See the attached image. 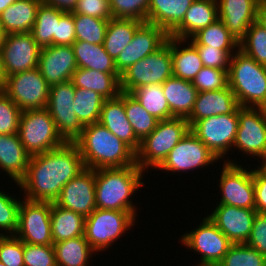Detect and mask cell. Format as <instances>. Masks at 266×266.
<instances>
[{
	"instance_id": "6da1fadb",
	"label": "cell",
	"mask_w": 266,
	"mask_h": 266,
	"mask_svg": "<svg viewBox=\"0 0 266 266\" xmlns=\"http://www.w3.org/2000/svg\"><path fill=\"white\" fill-rule=\"evenodd\" d=\"M84 169L78 146L66 142L59 148L31 156L25 177L16 185L26 200L55 202L63 186Z\"/></svg>"
},
{
	"instance_id": "7a4b0ae2",
	"label": "cell",
	"mask_w": 266,
	"mask_h": 266,
	"mask_svg": "<svg viewBox=\"0 0 266 266\" xmlns=\"http://www.w3.org/2000/svg\"><path fill=\"white\" fill-rule=\"evenodd\" d=\"M74 143L80 150L85 168L136 165V153L99 122L86 125Z\"/></svg>"
},
{
	"instance_id": "3957f363",
	"label": "cell",
	"mask_w": 266,
	"mask_h": 266,
	"mask_svg": "<svg viewBox=\"0 0 266 266\" xmlns=\"http://www.w3.org/2000/svg\"><path fill=\"white\" fill-rule=\"evenodd\" d=\"M144 173L137 164L128 167L96 169V207L107 210L128 211L136 217L137 207L130 198L134 196L133 194L137 192L136 190L141 188V186H145L142 181Z\"/></svg>"
},
{
	"instance_id": "277c9868",
	"label": "cell",
	"mask_w": 266,
	"mask_h": 266,
	"mask_svg": "<svg viewBox=\"0 0 266 266\" xmlns=\"http://www.w3.org/2000/svg\"><path fill=\"white\" fill-rule=\"evenodd\" d=\"M228 86L240 107H266V66L258 64L239 48L230 58Z\"/></svg>"
},
{
	"instance_id": "5b68a950",
	"label": "cell",
	"mask_w": 266,
	"mask_h": 266,
	"mask_svg": "<svg viewBox=\"0 0 266 266\" xmlns=\"http://www.w3.org/2000/svg\"><path fill=\"white\" fill-rule=\"evenodd\" d=\"M189 130L186 118L159 120L154 131L141 141L136 152V164L144 172L150 167L155 170Z\"/></svg>"
},
{
	"instance_id": "8992f818",
	"label": "cell",
	"mask_w": 266,
	"mask_h": 266,
	"mask_svg": "<svg viewBox=\"0 0 266 266\" xmlns=\"http://www.w3.org/2000/svg\"><path fill=\"white\" fill-rule=\"evenodd\" d=\"M17 134L30 156L43 154L66 143L47 109L22 111Z\"/></svg>"
},
{
	"instance_id": "52a82bcc",
	"label": "cell",
	"mask_w": 266,
	"mask_h": 266,
	"mask_svg": "<svg viewBox=\"0 0 266 266\" xmlns=\"http://www.w3.org/2000/svg\"><path fill=\"white\" fill-rule=\"evenodd\" d=\"M136 218L128 211L96 208L85 218V239L96 253L105 251L135 225Z\"/></svg>"
},
{
	"instance_id": "ba28073f",
	"label": "cell",
	"mask_w": 266,
	"mask_h": 266,
	"mask_svg": "<svg viewBox=\"0 0 266 266\" xmlns=\"http://www.w3.org/2000/svg\"><path fill=\"white\" fill-rule=\"evenodd\" d=\"M173 76L171 37L157 51L131 65L121 74L120 89L130 93L138 87L163 84Z\"/></svg>"
},
{
	"instance_id": "9c48e42d",
	"label": "cell",
	"mask_w": 266,
	"mask_h": 266,
	"mask_svg": "<svg viewBox=\"0 0 266 266\" xmlns=\"http://www.w3.org/2000/svg\"><path fill=\"white\" fill-rule=\"evenodd\" d=\"M202 219L197 228L187 231L179 240L201 255L196 266H217L233 243L207 216Z\"/></svg>"
},
{
	"instance_id": "30bf717a",
	"label": "cell",
	"mask_w": 266,
	"mask_h": 266,
	"mask_svg": "<svg viewBox=\"0 0 266 266\" xmlns=\"http://www.w3.org/2000/svg\"><path fill=\"white\" fill-rule=\"evenodd\" d=\"M238 110L235 113L210 116L196 121L190 131L220 160L235 143Z\"/></svg>"
},
{
	"instance_id": "8fae6325",
	"label": "cell",
	"mask_w": 266,
	"mask_h": 266,
	"mask_svg": "<svg viewBox=\"0 0 266 266\" xmlns=\"http://www.w3.org/2000/svg\"><path fill=\"white\" fill-rule=\"evenodd\" d=\"M50 86L39 68L7 76L4 93L22 110L46 109Z\"/></svg>"
},
{
	"instance_id": "7c38bea8",
	"label": "cell",
	"mask_w": 266,
	"mask_h": 266,
	"mask_svg": "<svg viewBox=\"0 0 266 266\" xmlns=\"http://www.w3.org/2000/svg\"><path fill=\"white\" fill-rule=\"evenodd\" d=\"M75 86L71 80L52 85L49 89L47 110L58 133L67 143H74L85 127L74 112Z\"/></svg>"
},
{
	"instance_id": "4fadbf2b",
	"label": "cell",
	"mask_w": 266,
	"mask_h": 266,
	"mask_svg": "<svg viewBox=\"0 0 266 266\" xmlns=\"http://www.w3.org/2000/svg\"><path fill=\"white\" fill-rule=\"evenodd\" d=\"M227 156L220 172L219 188L221 199L219 204L239 208L255 209V192L252 169L243 168Z\"/></svg>"
},
{
	"instance_id": "5bb4252c",
	"label": "cell",
	"mask_w": 266,
	"mask_h": 266,
	"mask_svg": "<svg viewBox=\"0 0 266 266\" xmlns=\"http://www.w3.org/2000/svg\"><path fill=\"white\" fill-rule=\"evenodd\" d=\"M52 202L23 199L18 211V228L14 234L27 244L53 245L51 235Z\"/></svg>"
},
{
	"instance_id": "9a60e30c",
	"label": "cell",
	"mask_w": 266,
	"mask_h": 266,
	"mask_svg": "<svg viewBox=\"0 0 266 266\" xmlns=\"http://www.w3.org/2000/svg\"><path fill=\"white\" fill-rule=\"evenodd\" d=\"M234 149L263 159L266 156V110L265 108L240 107Z\"/></svg>"
},
{
	"instance_id": "2e32d148",
	"label": "cell",
	"mask_w": 266,
	"mask_h": 266,
	"mask_svg": "<svg viewBox=\"0 0 266 266\" xmlns=\"http://www.w3.org/2000/svg\"><path fill=\"white\" fill-rule=\"evenodd\" d=\"M219 160L190 130L169 152L163 163L156 169L168 172H189L205 168Z\"/></svg>"
},
{
	"instance_id": "e0dca14e",
	"label": "cell",
	"mask_w": 266,
	"mask_h": 266,
	"mask_svg": "<svg viewBox=\"0 0 266 266\" xmlns=\"http://www.w3.org/2000/svg\"><path fill=\"white\" fill-rule=\"evenodd\" d=\"M40 51L31 32L7 34L0 52L6 76L37 68Z\"/></svg>"
},
{
	"instance_id": "ac0fdd59",
	"label": "cell",
	"mask_w": 266,
	"mask_h": 266,
	"mask_svg": "<svg viewBox=\"0 0 266 266\" xmlns=\"http://www.w3.org/2000/svg\"><path fill=\"white\" fill-rule=\"evenodd\" d=\"M168 37L159 26L144 22L115 60L117 72L121 75L131 65L157 51L167 42Z\"/></svg>"
},
{
	"instance_id": "d6986e66",
	"label": "cell",
	"mask_w": 266,
	"mask_h": 266,
	"mask_svg": "<svg viewBox=\"0 0 266 266\" xmlns=\"http://www.w3.org/2000/svg\"><path fill=\"white\" fill-rule=\"evenodd\" d=\"M56 205L89 216L97 207L95 203V170L85 168L61 189Z\"/></svg>"
},
{
	"instance_id": "ffe728a7",
	"label": "cell",
	"mask_w": 266,
	"mask_h": 266,
	"mask_svg": "<svg viewBox=\"0 0 266 266\" xmlns=\"http://www.w3.org/2000/svg\"><path fill=\"white\" fill-rule=\"evenodd\" d=\"M257 211L218 204L207 217L233 243H246L250 237Z\"/></svg>"
},
{
	"instance_id": "44dd1931",
	"label": "cell",
	"mask_w": 266,
	"mask_h": 266,
	"mask_svg": "<svg viewBox=\"0 0 266 266\" xmlns=\"http://www.w3.org/2000/svg\"><path fill=\"white\" fill-rule=\"evenodd\" d=\"M38 68L50 87L71 80L78 68L72 45L41 48Z\"/></svg>"
},
{
	"instance_id": "7402d4cb",
	"label": "cell",
	"mask_w": 266,
	"mask_h": 266,
	"mask_svg": "<svg viewBox=\"0 0 266 266\" xmlns=\"http://www.w3.org/2000/svg\"><path fill=\"white\" fill-rule=\"evenodd\" d=\"M218 19L240 42L250 25L256 22L260 3L257 0H217Z\"/></svg>"
},
{
	"instance_id": "603a6c76",
	"label": "cell",
	"mask_w": 266,
	"mask_h": 266,
	"mask_svg": "<svg viewBox=\"0 0 266 266\" xmlns=\"http://www.w3.org/2000/svg\"><path fill=\"white\" fill-rule=\"evenodd\" d=\"M99 123L127 144L135 153L139 150L141 141L136 137L125 113L124 92L112 99H105Z\"/></svg>"
},
{
	"instance_id": "cb8c5ba5",
	"label": "cell",
	"mask_w": 266,
	"mask_h": 266,
	"mask_svg": "<svg viewBox=\"0 0 266 266\" xmlns=\"http://www.w3.org/2000/svg\"><path fill=\"white\" fill-rule=\"evenodd\" d=\"M239 108L240 105L229 86L216 91L198 92L193 110L186 119L191 127L200 119L235 113Z\"/></svg>"
},
{
	"instance_id": "d4e9b609",
	"label": "cell",
	"mask_w": 266,
	"mask_h": 266,
	"mask_svg": "<svg viewBox=\"0 0 266 266\" xmlns=\"http://www.w3.org/2000/svg\"><path fill=\"white\" fill-rule=\"evenodd\" d=\"M217 19V0H195L188 8L181 24L169 36L189 40Z\"/></svg>"
},
{
	"instance_id": "484cf974",
	"label": "cell",
	"mask_w": 266,
	"mask_h": 266,
	"mask_svg": "<svg viewBox=\"0 0 266 266\" xmlns=\"http://www.w3.org/2000/svg\"><path fill=\"white\" fill-rule=\"evenodd\" d=\"M30 157L17 133L0 135V168L16 184L25 177Z\"/></svg>"
},
{
	"instance_id": "4316f807",
	"label": "cell",
	"mask_w": 266,
	"mask_h": 266,
	"mask_svg": "<svg viewBox=\"0 0 266 266\" xmlns=\"http://www.w3.org/2000/svg\"><path fill=\"white\" fill-rule=\"evenodd\" d=\"M195 0H150L147 23L157 25L170 35L182 22Z\"/></svg>"
},
{
	"instance_id": "83f0119b",
	"label": "cell",
	"mask_w": 266,
	"mask_h": 266,
	"mask_svg": "<svg viewBox=\"0 0 266 266\" xmlns=\"http://www.w3.org/2000/svg\"><path fill=\"white\" fill-rule=\"evenodd\" d=\"M161 85L171 111V118H187L193 110L198 94L192 81L172 76Z\"/></svg>"
},
{
	"instance_id": "f1b7e54d",
	"label": "cell",
	"mask_w": 266,
	"mask_h": 266,
	"mask_svg": "<svg viewBox=\"0 0 266 266\" xmlns=\"http://www.w3.org/2000/svg\"><path fill=\"white\" fill-rule=\"evenodd\" d=\"M119 73H106L98 70L77 68L71 82L76 88L93 90L105 99H112L121 93Z\"/></svg>"
},
{
	"instance_id": "f546056e",
	"label": "cell",
	"mask_w": 266,
	"mask_h": 266,
	"mask_svg": "<svg viewBox=\"0 0 266 266\" xmlns=\"http://www.w3.org/2000/svg\"><path fill=\"white\" fill-rule=\"evenodd\" d=\"M42 0H16L0 14L5 34L31 32Z\"/></svg>"
},
{
	"instance_id": "4dcf8cb0",
	"label": "cell",
	"mask_w": 266,
	"mask_h": 266,
	"mask_svg": "<svg viewBox=\"0 0 266 266\" xmlns=\"http://www.w3.org/2000/svg\"><path fill=\"white\" fill-rule=\"evenodd\" d=\"M171 37V55L173 76L193 81L196 74L204 67L195 45L189 40ZM186 45V47L181 46ZM180 44V45H179ZM181 48V49H180Z\"/></svg>"
},
{
	"instance_id": "1f68e13d",
	"label": "cell",
	"mask_w": 266,
	"mask_h": 266,
	"mask_svg": "<svg viewBox=\"0 0 266 266\" xmlns=\"http://www.w3.org/2000/svg\"><path fill=\"white\" fill-rule=\"evenodd\" d=\"M85 217L52 202L51 235L53 243L84 236Z\"/></svg>"
},
{
	"instance_id": "d6a6232c",
	"label": "cell",
	"mask_w": 266,
	"mask_h": 266,
	"mask_svg": "<svg viewBox=\"0 0 266 266\" xmlns=\"http://www.w3.org/2000/svg\"><path fill=\"white\" fill-rule=\"evenodd\" d=\"M143 23L135 19H109L103 45L105 51L114 61L121 51L132 41L136 30Z\"/></svg>"
},
{
	"instance_id": "836d02e7",
	"label": "cell",
	"mask_w": 266,
	"mask_h": 266,
	"mask_svg": "<svg viewBox=\"0 0 266 266\" xmlns=\"http://www.w3.org/2000/svg\"><path fill=\"white\" fill-rule=\"evenodd\" d=\"M78 68H87L106 73H118L115 61L108 55L103 44L75 41L72 44Z\"/></svg>"
},
{
	"instance_id": "e575fe53",
	"label": "cell",
	"mask_w": 266,
	"mask_h": 266,
	"mask_svg": "<svg viewBox=\"0 0 266 266\" xmlns=\"http://www.w3.org/2000/svg\"><path fill=\"white\" fill-rule=\"evenodd\" d=\"M63 12L54 6L40 3L31 33L41 48L57 45V23Z\"/></svg>"
},
{
	"instance_id": "d590c367",
	"label": "cell",
	"mask_w": 266,
	"mask_h": 266,
	"mask_svg": "<svg viewBox=\"0 0 266 266\" xmlns=\"http://www.w3.org/2000/svg\"><path fill=\"white\" fill-rule=\"evenodd\" d=\"M53 247L57 266H88L89 258L96 253L85 236L53 243Z\"/></svg>"
},
{
	"instance_id": "8d00e7d4",
	"label": "cell",
	"mask_w": 266,
	"mask_h": 266,
	"mask_svg": "<svg viewBox=\"0 0 266 266\" xmlns=\"http://www.w3.org/2000/svg\"><path fill=\"white\" fill-rule=\"evenodd\" d=\"M149 114L158 120L171 118V111L164 96L161 84L138 87L130 92Z\"/></svg>"
},
{
	"instance_id": "74e56055",
	"label": "cell",
	"mask_w": 266,
	"mask_h": 266,
	"mask_svg": "<svg viewBox=\"0 0 266 266\" xmlns=\"http://www.w3.org/2000/svg\"><path fill=\"white\" fill-rule=\"evenodd\" d=\"M124 106L126 117L133 127L136 137L142 141L154 131L159 120L149 114L131 93L124 92Z\"/></svg>"
},
{
	"instance_id": "f35d334b",
	"label": "cell",
	"mask_w": 266,
	"mask_h": 266,
	"mask_svg": "<svg viewBox=\"0 0 266 266\" xmlns=\"http://www.w3.org/2000/svg\"><path fill=\"white\" fill-rule=\"evenodd\" d=\"M105 98L93 90L75 87L74 112L84 125L98 123Z\"/></svg>"
},
{
	"instance_id": "ab89813d",
	"label": "cell",
	"mask_w": 266,
	"mask_h": 266,
	"mask_svg": "<svg viewBox=\"0 0 266 266\" xmlns=\"http://www.w3.org/2000/svg\"><path fill=\"white\" fill-rule=\"evenodd\" d=\"M189 40L195 46H210L217 49L239 48V42L230 34L220 19L200 30Z\"/></svg>"
},
{
	"instance_id": "60d3db41",
	"label": "cell",
	"mask_w": 266,
	"mask_h": 266,
	"mask_svg": "<svg viewBox=\"0 0 266 266\" xmlns=\"http://www.w3.org/2000/svg\"><path fill=\"white\" fill-rule=\"evenodd\" d=\"M76 41L103 44L109 20L74 14Z\"/></svg>"
},
{
	"instance_id": "b9f144b4",
	"label": "cell",
	"mask_w": 266,
	"mask_h": 266,
	"mask_svg": "<svg viewBox=\"0 0 266 266\" xmlns=\"http://www.w3.org/2000/svg\"><path fill=\"white\" fill-rule=\"evenodd\" d=\"M217 266H266V256L246 243L233 244Z\"/></svg>"
},
{
	"instance_id": "7bdbcfd3",
	"label": "cell",
	"mask_w": 266,
	"mask_h": 266,
	"mask_svg": "<svg viewBox=\"0 0 266 266\" xmlns=\"http://www.w3.org/2000/svg\"><path fill=\"white\" fill-rule=\"evenodd\" d=\"M239 49L258 64L266 66V30L254 22L239 42Z\"/></svg>"
},
{
	"instance_id": "ee69618b",
	"label": "cell",
	"mask_w": 266,
	"mask_h": 266,
	"mask_svg": "<svg viewBox=\"0 0 266 266\" xmlns=\"http://www.w3.org/2000/svg\"><path fill=\"white\" fill-rule=\"evenodd\" d=\"M20 203L21 199L14 198L3 190L0 191V235H14L16 233Z\"/></svg>"
},
{
	"instance_id": "f6af8a7d",
	"label": "cell",
	"mask_w": 266,
	"mask_h": 266,
	"mask_svg": "<svg viewBox=\"0 0 266 266\" xmlns=\"http://www.w3.org/2000/svg\"><path fill=\"white\" fill-rule=\"evenodd\" d=\"M113 18L135 19L147 22L150 0H109Z\"/></svg>"
},
{
	"instance_id": "bcb514c9",
	"label": "cell",
	"mask_w": 266,
	"mask_h": 266,
	"mask_svg": "<svg viewBox=\"0 0 266 266\" xmlns=\"http://www.w3.org/2000/svg\"><path fill=\"white\" fill-rule=\"evenodd\" d=\"M198 92L216 91L228 86V71L203 67L192 81Z\"/></svg>"
},
{
	"instance_id": "7dc6e473",
	"label": "cell",
	"mask_w": 266,
	"mask_h": 266,
	"mask_svg": "<svg viewBox=\"0 0 266 266\" xmlns=\"http://www.w3.org/2000/svg\"><path fill=\"white\" fill-rule=\"evenodd\" d=\"M22 110L4 93L0 92V135L18 133Z\"/></svg>"
},
{
	"instance_id": "c3c4849f",
	"label": "cell",
	"mask_w": 266,
	"mask_h": 266,
	"mask_svg": "<svg viewBox=\"0 0 266 266\" xmlns=\"http://www.w3.org/2000/svg\"><path fill=\"white\" fill-rule=\"evenodd\" d=\"M24 242L15 235H0V261L6 266H25Z\"/></svg>"
},
{
	"instance_id": "681fc988",
	"label": "cell",
	"mask_w": 266,
	"mask_h": 266,
	"mask_svg": "<svg viewBox=\"0 0 266 266\" xmlns=\"http://www.w3.org/2000/svg\"><path fill=\"white\" fill-rule=\"evenodd\" d=\"M25 266H57L53 245L24 243Z\"/></svg>"
},
{
	"instance_id": "f907efd6",
	"label": "cell",
	"mask_w": 266,
	"mask_h": 266,
	"mask_svg": "<svg viewBox=\"0 0 266 266\" xmlns=\"http://www.w3.org/2000/svg\"><path fill=\"white\" fill-rule=\"evenodd\" d=\"M203 66L229 70V62L231 56L235 53V49H217L210 46H195ZM234 50V51H233Z\"/></svg>"
},
{
	"instance_id": "816d5d0a",
	"label": "cell",
	"mask_w": 266,
	"mask_h": 266,
	"mask_svg": "<svg viewBox=\"0 0 266 266\" xmlns=\"http://www.w3.org/2000/svg\"><path fill=\"white\" fill-rule=\"evenodd\" d=\"M72 13L105 20L113 18L109 0H78Z\"/></svg>"
},
{
	"instance_id": "f5cc1de1",
	"label": "cell",
	"mask_w": 266,
	"mask_h": 266,
	"mask_svg": "<svg viewBox=\"0 0 266 266\" xmlns=\"http://www.w3.org/2000/svg\"><path fill=\"white\" fill-rule=\"evenodd\" d=\"M246 244L266 256V213L257 212Z\"/></svg>"
},
{
	"instance_id": "db71d44e",
	"label": "cell",
	"mask_w": 266,
	"mask_h": 266,
	"mask_svg": "<svg viewBox=\"0 0 266 266\" xmlns=\"http://www.w3.org/2000/svg\"><path fill=\"white\" fill-rule=\"evenodd\" d=\"M76 41L74 14L64 11L57 23V45H72Z\"/></svg>"
},
{
	"instance_id": "11a10c76",
	"label": "cell",
	"mask_w": 266,
	"mask_h": 266,
	"mask_svg": "<svg viewBox=\"0 0 266 266\" xmlns=\"http://www.w3.org/2000/svg\"><path fill=\"white\" fill-rule=\"evenodd\" d=\"M252 177L255 192V210L266 213V172L260 167L252 168Z\"/></svg>"
},
{
	"instance_id": "9f6ffc18",
	"label": "cell",
	"mask_w": 266,
	"mask_h": 266,
	"mask_svg": "<svg viewBox=\"0 0 266 266\" xmlns=\"http://www.w3.org/2000/svg\"><path fill=\"white\" fill-rule=\"evenodd\" d=\"M43 3L56 7L66 12H72L78 0H42Z\"/></svg>"
},
{
	"instance_id": "6f0895ef",
	"label": "cell",
	"mask_w": 266,
	"mask_h": 266,
	"mask_svg": "<svg viewBox=\"0 0 266 266\" xmlns=\"http://www.w3.org/2000/svg\"><path fill=\"white\" fill-rule=\"evenodd\" d=\"M256 22L266 30V3L259 5Z\"/></svg>"
},
{
	"instance_id": "680465c9",
	"label": "cell",
	"mask_w": 266,
	"mask_h": 266,
	"mask_svg": "<svg viewBox=\"0 0 266 266\" xmlns=\"http://www.w3.org/2000/svg\"><path fill=\"white\" fill-rule=\"evenodd\" d=\"M7 76L4 71L2 57L0 54V92H3L6 86Z\"/></svg>"
},
{
	"instance_id": "91938a15",
	"label": "cell",
	"mask_w": 266,
	"mask_h": 266,
	"mask_svg": "<svg viewBox=\"0 0 266 266\" xmlns=\"http://www.w3.org/2000/svg\"><path fill=\"white\" fill-rule=\"evenodd\" d=\"M16 0H0V14L10 5L15 3Z\"/></svg>"
},
{
	"instance_id": "94428289",
	"label": "cell",
	"mask_w": 266,
	"mask_h": 266,
	"mask_svg": "<svg viewBox=\"0 0 266 266\" xmlns=\"http://www.w3.org/2000/svg\"><path fill=\"white\" fill-rule=\"evenodd\" d=\"M5 37H6V34H5L2 26L0 25V52H1V49L3 47Z\"/></svg>"
},
{
	"instance_id": "6125c7cd",
	"label": "cell",
	"mask_w": 266,
	"mask_h": 266,
	"mask_svg": "<svg viewBox=\"0 0 266 266\" xmlns=\"http://www.w3.org/2000/svg\"><path fill=\"white\" fill-rule=\"evenodd\" d=\"M259 167L266 172V156L261 160Z\"/></svg>"
},
{
	"instance_id": "be15d7a7",
	"label": "cell",
	"mask_w": 266,
	"mask_h": 266,
	"mask_svg": "<svg viewBox=\"0 0 266 266\" xmlns=\"http://www.w3.org/2000/svg\"><path fill=\"white\" fill-rule=\"evenodd\" d=\"M0 266H6V265H4V264L0 261Z\"/></svg>"
}]
</instances>
